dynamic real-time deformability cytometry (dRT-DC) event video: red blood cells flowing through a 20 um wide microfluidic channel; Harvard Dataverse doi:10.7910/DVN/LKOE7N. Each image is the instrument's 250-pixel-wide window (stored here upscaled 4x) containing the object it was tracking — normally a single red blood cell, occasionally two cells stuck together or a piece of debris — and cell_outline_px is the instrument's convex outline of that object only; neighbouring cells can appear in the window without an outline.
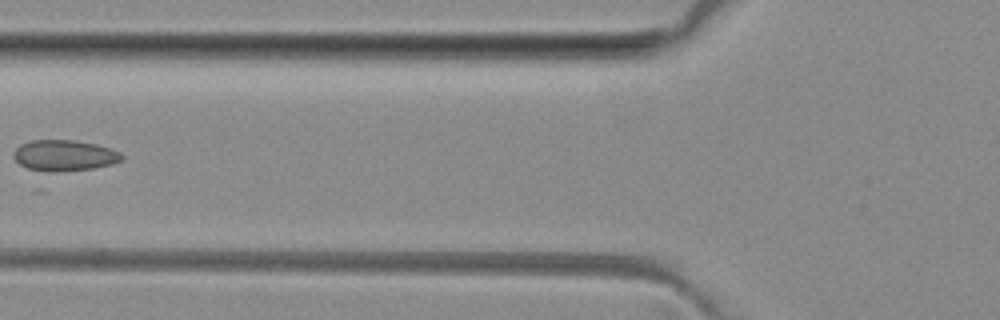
{"species": "common noctule bat (a hibernating species)", "species_latin": "Nyctalus noctula", "temperature_condition": "room temperature", "stored_images_in_passage": 9, "camera_frame_rate_fps": 3000, "um_per_image_px": 0.085, "animal": {"sex": "female", "body_mass_g": 29.2, "forearm_length_mm": 56.3}, "frame": {"image": 1, "passage_image": 6, "time_ms": 7.333, "image_size_px": [1000, 320], "cell_outline_px": [[124, 160], [112, 164], [92, 168], [56, 172], [48, 172], [28, 168], [20, 164], [12, 156], [12, 152], [20, 144], [32, 140], [72, 140], [96, 144], [112, 148], [120, 152], [124, 156]], "centroid_in_image_um": [5.48, 13.21], "position_along_channel_um": 120.3, "area_um2": 19.65}}
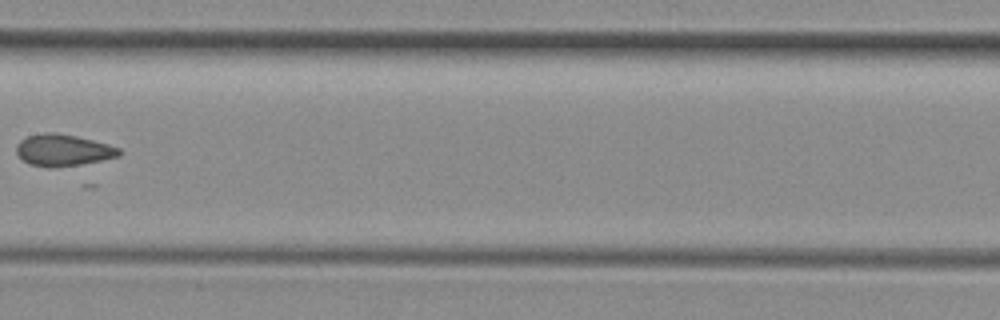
{"frame": {"image": 2, "passage_image": 8, "time_ms": 9.333, "image_size_px": [1000, 320], "cell_outline_px": [[124, 152], [120, 156], [80, 164], [56, 168], [48, 168], [28, 164], [16, 152], [16, 144], [20, 140], [28, 136], [48, 132], [56, 132], [76, 136], [108, 144], [120, 148]], "centroid_in_image_um": [5.37, 12.77], "position_along_channel_um": 202.0, "area_um2": 19.07}}
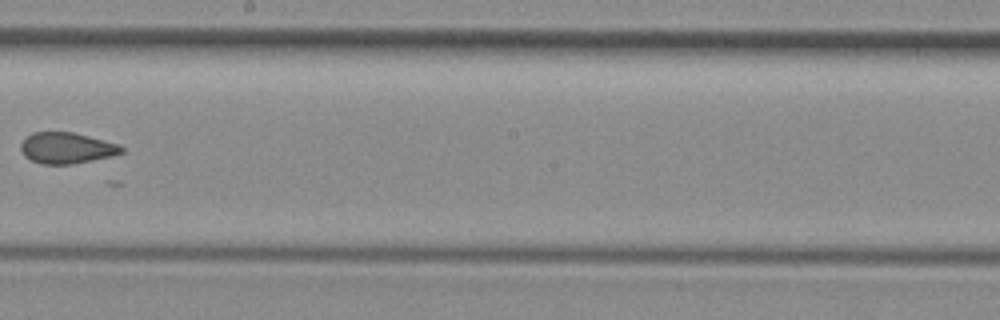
{"frame": {"image": 3, "passage_image": 9, "time_ms": 10.333, "image_size_px": [1000, 320], "cell_outline_px": [[124, 152], [112, 156], [72, 164], [40, 164], [24, 156], [20, 148], [20, 144], [32, 132], [72, 132], [120, 144], [124, 148]], "centroid_in_image_um": [5.67, 12.58], "position_along_channel_um": 242.5, "area_um2": 18.21}}